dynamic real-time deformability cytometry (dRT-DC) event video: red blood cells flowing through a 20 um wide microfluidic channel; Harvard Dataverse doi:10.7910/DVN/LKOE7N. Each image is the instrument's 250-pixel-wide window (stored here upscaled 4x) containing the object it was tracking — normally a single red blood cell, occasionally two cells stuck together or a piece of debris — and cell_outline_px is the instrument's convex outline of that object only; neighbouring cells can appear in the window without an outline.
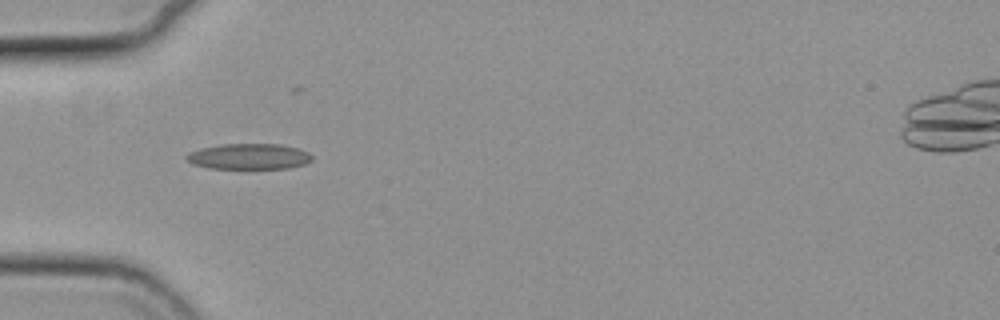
{"species": "common noctule bat (a hibernating species)", "species_latin": "Nyctalus noctula", "temperature_condition": "cold", "stored_images_in_passage": 3, "camera_frame_rate_fps": 3000, "um_per_image_px": 0.085, "animal": {"sex": "female", "body_mass_g": 19.3, "forearm_length_mm": 54.1}, "frame": {"image": 1, "passage_image": 1, "time_ms": 0.0, "image_size_px": [1000, 320], "cell_outline_px": [[312, 160], [304, 164], [288, 168], [208, 168], [192, 164], [184, 156], [192, 152], [204, 148], [224, 144], [280, 144], [296, 148], [308, 152], [312, 156]], "centroid_in_image_um": [21.18, 13.3], "position_along_channel_um": 63.8, "area_um2": 18.5}}